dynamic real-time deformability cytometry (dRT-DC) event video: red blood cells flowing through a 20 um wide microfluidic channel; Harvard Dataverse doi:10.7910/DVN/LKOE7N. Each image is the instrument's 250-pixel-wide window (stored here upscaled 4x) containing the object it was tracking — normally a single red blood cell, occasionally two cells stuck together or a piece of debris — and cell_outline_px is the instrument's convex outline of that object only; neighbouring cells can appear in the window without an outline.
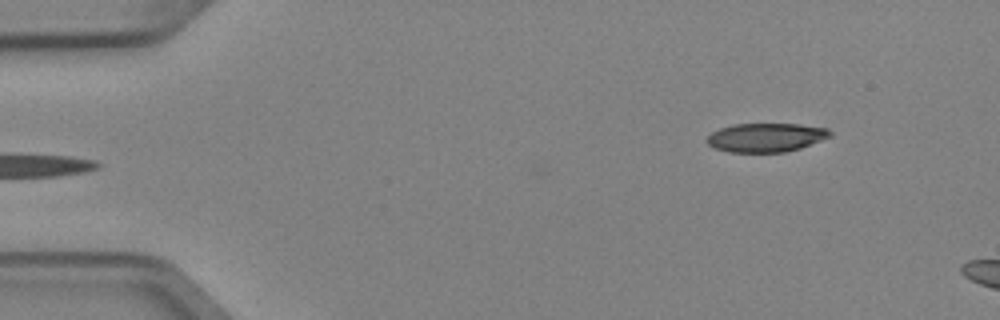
{"species": "Egyptian fruit bat (a non-hibernating species)", "species_latin": "Rousettus aegyptiacus", "temperature_condition": "cold", "stored_images_in_passage": 5, "segment_of_instrument_passage": [2, 2], "camera_frame_rate_fps": 3000, "um_per_image_px": 0.085, "animal": {"sex": "female"}, "frame": {"image": 1, "passage_image": 5, "time_ms": 1.333, "image_size_px": [1000, 320], "cell_outline_px": [[832, 136], [800, 148], [784, 152], [728, 152], [716, 148], [708, 144], [704, 140], [712, 132], [720, 128], [732, 124], [800, 124], [828, 128], [832, 132]], "centroid_in_image_um": [65.11, 11.68], "position_along_channel_um": 19.9, "area_um2": 20.75}}